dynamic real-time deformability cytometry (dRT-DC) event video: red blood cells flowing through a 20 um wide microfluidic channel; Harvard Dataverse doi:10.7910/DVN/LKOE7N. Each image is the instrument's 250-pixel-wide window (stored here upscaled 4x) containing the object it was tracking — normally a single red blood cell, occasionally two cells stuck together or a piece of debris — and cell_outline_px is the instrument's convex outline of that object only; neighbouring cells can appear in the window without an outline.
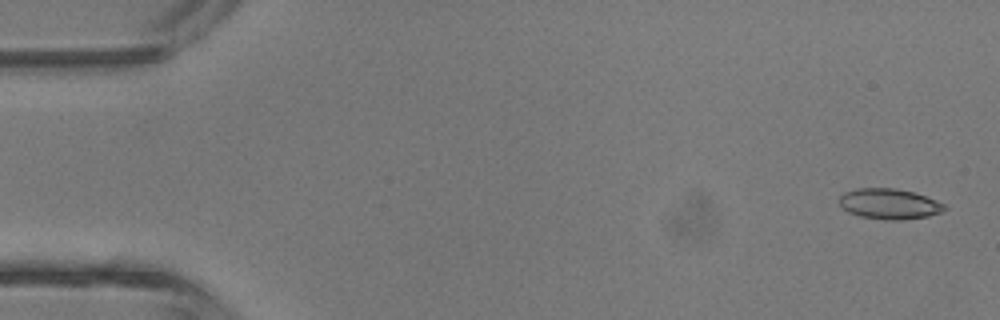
{"species": "common noctule bat (a hibernating species)", "species_latin": "Nyctalus noctula", "temperature_condition": "room temperature", "stored_images_in_passage": 2, "camera_frame_rate_fps": 3000, "um_per_image_px": 0.085, "animal": {"sex": "male", "body_mass_g": 13.3}, "frame": {"image": 1, "passage_image": 2, "time_ms": 1.333, "image_size_px": [1000, 320], "cell_outline_px": [[948, 208], [940, 212], [928, 216], [900, 220], [884, 220], [860, 216], [848, 212], [840, 208], [840, 196], [844, 192], [856, 188], [896, 188], [912, 192], [936, 200], [944, 204]], "centroid_in_image_um": [75.56, 17.33], "position_along_channel_um": 9.4, "area_um2": 18.73}}